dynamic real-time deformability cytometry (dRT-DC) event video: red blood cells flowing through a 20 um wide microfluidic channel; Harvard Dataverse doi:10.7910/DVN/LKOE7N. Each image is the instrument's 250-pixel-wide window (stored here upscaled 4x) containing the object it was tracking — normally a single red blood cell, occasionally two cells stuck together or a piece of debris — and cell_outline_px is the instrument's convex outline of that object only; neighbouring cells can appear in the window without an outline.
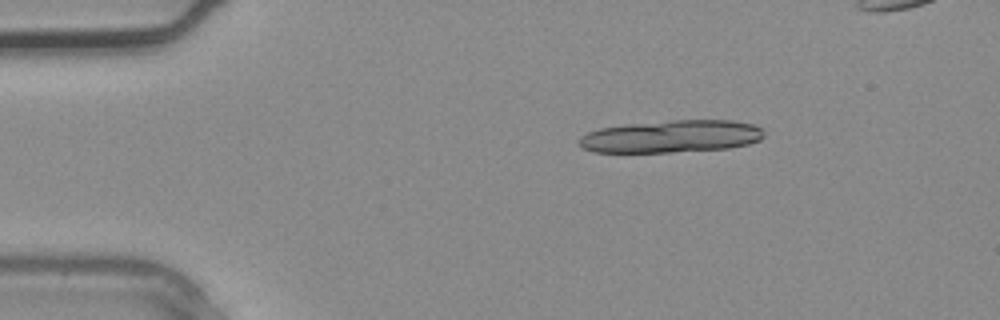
{"species": "common noctule bat (a hibernating species)", "species_latin": "Nyctalus noctula", "temperature_condition": "warm", "stored_images_in_passage": 3, "camera_frame_rate_fps": 3000, "um_per_image_px": 0.085, "animal": {"sex": "male", "body_mass_g": 20.4}, "frame": {"image": 1, "passage_image": 3, "time_ms": 0.667, "image_size_px": [1000, 320], "cell_outline_px": [[764, 136], [760, 140], [748, 144], [728, 148], [672, 152], [592, 152], [584, 148], [580, 144], [580, 136], [588, 132], [600, 128], [628, 124], [672, 120], [732, 120], [752, 124], [760, 128], [764, 132]], "centroid_in_image_um": [57.08, 11.59], "position_along_channel_um": 27.9, "area_um2": 34.85}}